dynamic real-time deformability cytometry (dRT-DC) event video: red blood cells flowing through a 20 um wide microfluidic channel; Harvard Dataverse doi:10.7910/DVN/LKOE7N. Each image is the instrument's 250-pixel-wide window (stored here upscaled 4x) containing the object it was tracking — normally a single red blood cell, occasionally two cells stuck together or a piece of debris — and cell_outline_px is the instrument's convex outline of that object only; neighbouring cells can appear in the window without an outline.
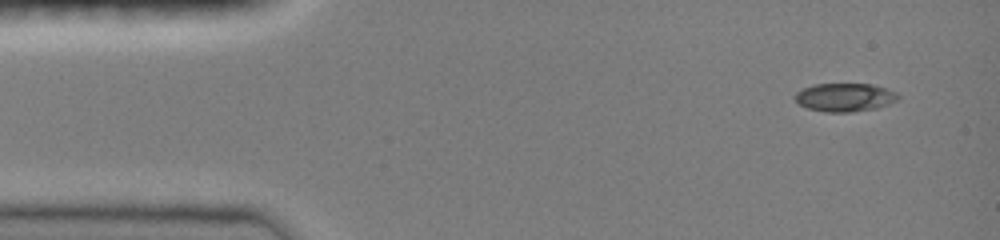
{"species": "common noctule bat (a hibernating species)", "species_latin": "Nyctalus noctula", "temperature_condition": "room temperature", "stored_images_in_passage": 45, "camera_frame_rate_fps": 3000, "um_per_image_px": 0.085, "animal": {"sex": "female", "body_mass_g": 19.0, "forearm_length_mm": 51.5}, "frame": {"image": 1, "passage_image": 1, "time_ms": 0.0, "image_size_px": [1000, 240], "cell_outline_px": [[900, 100], [876, 108], [852, 112], [824, 112], [808, 108], [800, 104], [792, 96], [796, 92], [804, 88], [816, 84], [872, 84], [896, 92], [900, 96]], "centroid_in_image_um": [71.82, 8.28], "position_along_channel_um": 13.2, "area_um2": 17.05}}
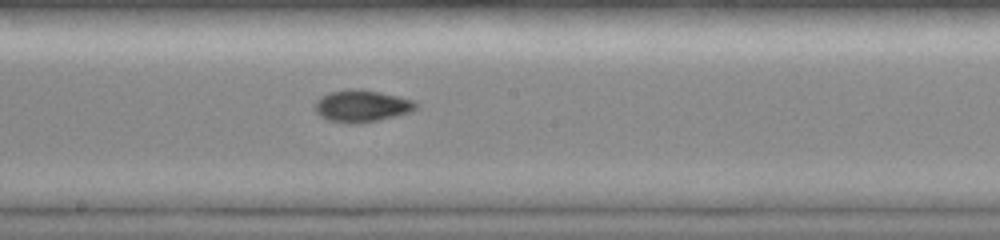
{"frame": {"image": 2, "passage_image": 23, "time_ms": 7.333, "image_size_px": [1000, 240], "cell_outline_px": [[420, 104], [412, 112], [376, 120], [352, 124], [348, 124], [328, 120], [320, 116], [316, 112], [316, 100], [320, 96], [328, 92], [360, 88], [380, 92], [416, 100]], "centroid_in_image_um": [30.77, 9.0], "position_along_channel_um": 217.4, "area_um2": 18.9}}
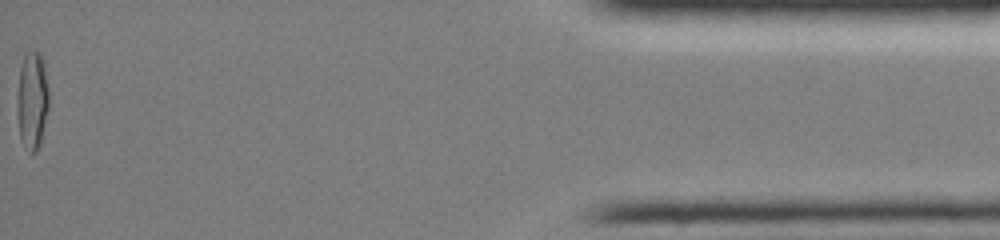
{"frame": {"image": 3, "passage_image": 45, "time_ms": 14.667, "image_size_px": [1000, 240], "cell_outline_px": [[48, 108], [40, 144], [36, 152], [32, 152], [24, 144], [20, 136], [16, 108], [16, 100], [20, 68], [24, 56], [28, 52], [40, 52], [44, 68], [48, 88]], "centroid_in_image_um": [2.72, 8.53], "position_along_channel_um": 432.5, "area_um2": 17.8}, "authors_computed_cell_mechanics": {"area_um2": 17.4556, "velocity_mm_per_s": 4.0682, "shape_relaxation_time_tau1_ms": null, "shape_relaxation_time_tau2_ms": 1.2144, "deformation_change_tau1": null, "deformation_change_tau2": 0.0502}}